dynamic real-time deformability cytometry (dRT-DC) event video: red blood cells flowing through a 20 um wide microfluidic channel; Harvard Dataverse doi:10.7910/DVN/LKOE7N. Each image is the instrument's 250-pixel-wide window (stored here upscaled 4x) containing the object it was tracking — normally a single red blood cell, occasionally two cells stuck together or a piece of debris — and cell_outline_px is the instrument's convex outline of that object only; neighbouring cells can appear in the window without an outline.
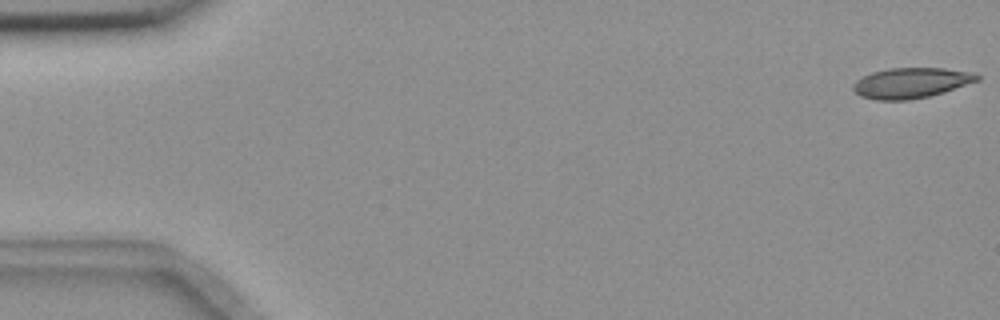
{"species": "common noctule bat (a hibernating species)", "species_latin": "Nyctalus noctula", "temperature_condition": "room temperature", "stored_images_in_passage": 55, "camera_frame_rate_fps": 3000, "um_per_image_px": 0.085, "animal": {"sex": "female", "body_mass_g": 18.4}, "frame": {"image": 1, "passage_image": 1, "time_ms": 0.0, "image_size_px": [1000, 320], "cell_outline_px": [[980, 80], [944, 92], [928, 96], [908, 100], [876, 100], [860, 96], [852, 88], [852, 84], [856, 80], [872, 72], [888, 68], [944, 68], [968, 72], [980, 76]], "centroid_in_image_um": [77.41, 7.05], "position_along_channel_um": 7.6, "area_um2": 21.85}}
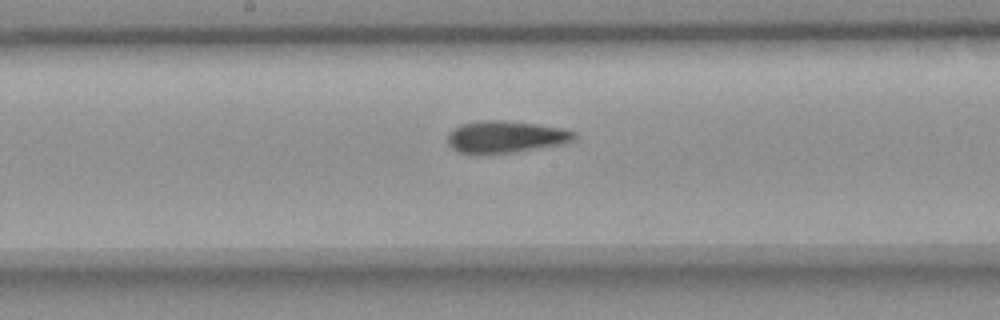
{"frame": {"image": 2, "passage_image": 29, "time_ms": 9.333, "image_size_px": [1000, 320], "cell_outline_px": [[576, 136], [572, 140], [560, 144], [516, 152], [484, 156], [476, 156], [456, 152], [448, 144], [448, 132], [460, 124], [480, 120], [504, 120], [536, 124], [564, 128], [576, 132]], "centroid_in_image_um": [42.89, 11.66], "position_along_channel_um": 205.3, "area_um2": 24.28}}
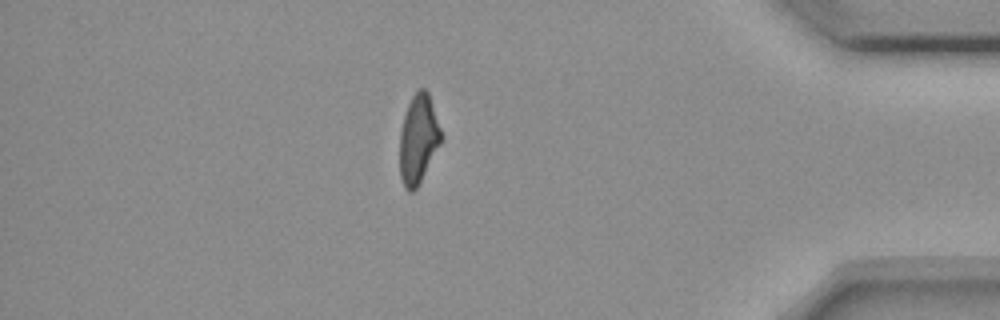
{"frame": {"image": 3, "passage_image": 48, "time_ms": 15.667, "image_size_px": [1000, 320], "cell_outline_px": [[444, 136], [440, 144], [416, 188], [412, 192], [408, 192], [404, 188], [400, 176], [400, 132], [404, 116], [408, 104], [412, 96], [420, 88], [424, 88], [428, 92]], "centroid_in_image_um": [35.56, 11.82], "position_along_channel_um": 399.6, "area_um2": 21.33}, "authors_computed_cell_mechanics": {"area_um2": 22.7154, "velocity_mm_per_s": 3.6577, "shape_relaxation_time_tau1_ms": null, "shape_relaxation_time_tau2_ms": 2.7748, "deformation_change_tau1": null, "deformation_change_tau2": 0.0869}}